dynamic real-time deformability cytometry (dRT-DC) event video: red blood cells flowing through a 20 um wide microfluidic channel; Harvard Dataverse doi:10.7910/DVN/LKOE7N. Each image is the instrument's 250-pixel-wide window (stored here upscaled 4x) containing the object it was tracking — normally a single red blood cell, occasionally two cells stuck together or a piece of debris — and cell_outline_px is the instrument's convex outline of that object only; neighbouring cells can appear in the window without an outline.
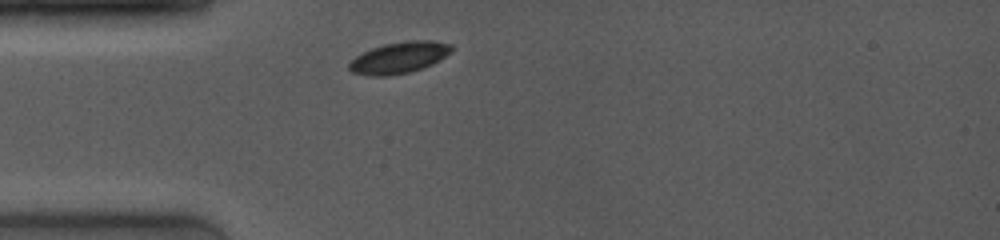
{"species": "common noctule bat (a hibernating species)", "species_latin": "Nyctalus noctula", "temperature_condition": "room temperature", "stored_images_in_passage": 19, "camera_frame_rate_fps": 4000, "um_per_image_px": 0.085, "animal": {"sex": "female", "body_mass_g": 19.0, "forearm_length_mm": 53.3}, "frame": {"image": 1, "passage_image": 1, "time_ms": 0.0, "image_size_px": [1000, 240], "cell_outline_px": [[456, 48], [452, 52], [440, 60], [432, 64], [408, 72], [388, 76], [368, 76], [352, 72], [348, 68], [348, 64], [356, 56], [372, 48], [384, 44], [412, 40], [432, 40], [452, 44]], "centroid_in_image_um": [33.97, 4.89], "position_along_channel_um": 51.0, "area_um2": 18.79}}
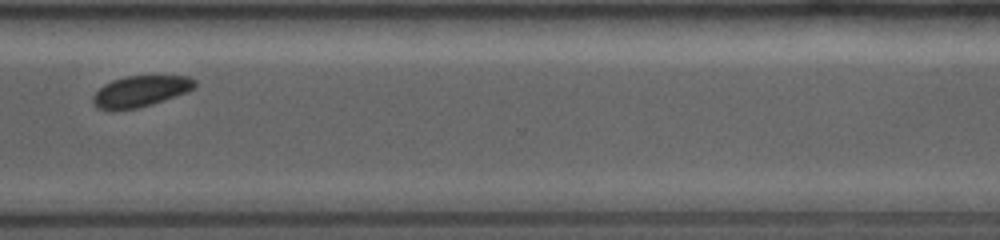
{"frame": {"image": 2, "passage_image": 15, "time_ms": 8.0, "image_size_px": [1000, 240], "cell_outline_px": [[196, 84], [192, 88], [184, 92], [152, 104], [136, 108], [96, 108], [92, 104], [92, 96], [104, 84], [112, 80], [124, 76], [188, 76], [196, 80]], "centroid_in_image_um": [11.91, 7.73], "position_along_channel_um": 358.7, "area_um2": 17.92}}
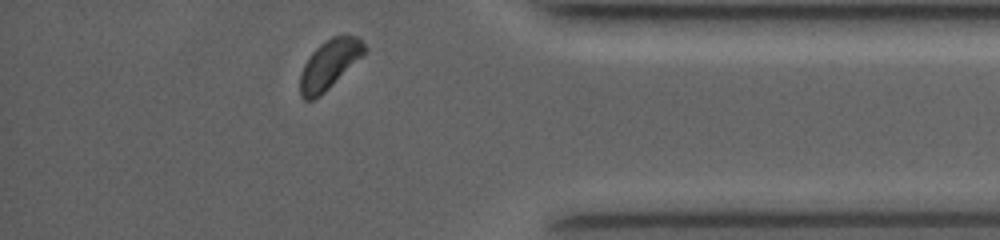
{"frame": {"image": 3, "passage_image": 18, "time_ms": 9.5, "image_size_px": [1000, 240], "cell_outline_px": [[368, 48], [320, 96], [312, 100], [304, 100], [300, 96], [300, 72], [308, 56], [320, 44], [332, 36], [356, 36]], "centroid_in_image_um": [27.93, 5.48], "position_along_channel_um": 407.3, "area_um2": 17.86}, "authors_computed_cell_mechanics": {"area_um2": 19.4208, "velocity_mm_per_s": 3.9707, "shape_relaxation_time_tau1_ms": 0.9378, "shape_relaxation_time_tau2_ms": 5.5414, "deformation_change_tau1": 0.0423, "deformation_change_tau2": 0.0525}}